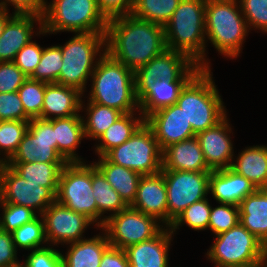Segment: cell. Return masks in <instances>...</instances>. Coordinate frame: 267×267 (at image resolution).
I'll return each mask as SVG.
<instances>
[{"label": "cell", "instance_id": "obj_1", "mask_svg": "<svg viewBox=\"0 0 267 267\" xmlns=\"http://www.w3.org/2000/svg\"><path fill=\"white\" fill-rule=\"evenodd\" d=\"M106 52L135 72L166 49L164 27L132 14L108 20Z\"/></svg>", "mask_w": 267, "mask_h": 267}, {"label": "cell", "instance_id": "obj_2", "mask_svg": "<svg viewBox=\"0 0 267 267\" xmlns=\"http://www.w3.org/2000/svg\"><path fill=\"white\" fill-rule=\"evenodd\" d=\"M205 5L203 0H181L164 32L167 49L188 55L202 68H211L205 53Z\"/></svg>", "mask_w": 267, "mask_h": 267}, {"label": "cell", "instance_id": "obj_3", "mask_svg": "<svg viewBox=\"0 0 267 267\" xmlns=\"http://www.w3.org/2000/svg\"><path fill=\"white\" fill-rule=\"evenodd\" d=\"M90 82L92 85L87 101L117 109L123 114L139 109L135 96L134 72L107 52L100 57Z\"/></svg>", "mask_w": 267, "mask_h": 267}, {"label": "cell", "instance_id": "obj_4", "mask_svg": "<svg viewBox=\"0 0 267 267\" xmlns=\"http://www.w3.org/2000/svg\"><path fill=\"white\" fill-rule=\"evenodd\" d=\"M211 68H202L181 90L177 103L195 134L215 126L226 115Z\"/></svg>", "mask_w": 267, "mask_h": 267}, {"label": "cell", "instance_id": "obj_5", "mask_svg": "<svg viewBox=\"0 0 267 267\" xmlns=\"http://www.w3.org/2000/svg\"><path fill=\"white\" fill-rule=\"evenodd\" d=\"M105 34L75 33V36L71 37L63 46L59 45L63 56V66L57 80L58 84L85 93L87 82L100 57L106 53Z\"/></svg>", "mask_w": 267, "mask_h": 267}, {"label": "cell", "instance_id": "obj_6", "mask_svg": "<svg viewBox=\"0 0 267 267\" xmlns=\"http://www.w3.org/2000/svg\"><path fill=\"white\" fill-rule=\"evenodd\" d=\"M206 42L225 58L240 56L249 27L242 14L239 1L214 2L205 5Z\"/></svg>", "mask_w": 267, "mask_h": 267}, {"label": "cell", "instance_id": "obj_7", "mask_svg": "<svg viewBox=\"0 0 267 267\" xmlns=\"http://www.w3.org/2000/svg\"><path fill=\"white\" fill-rule=\"evenodd\" d=\"M108 20L99 11L97 0H52L46 2L42 29L58 32L106 33Z\"/></svg>", "mask_w": 267, "mask_h": 267}, {"label": "cell", "instance_id": "obj_8", "mask_svg": "<svg viewBox=\"0 0 267 267\" xmlns=\"http://www.w3.org/2000/svg\"><path fill=\"white\" fill-rule=\"evenodd\" d=\"M56 201L89 218L99 228V212L92 190V163H67L61 170Z\"/></svg>", "mask_w": 267, "mask_h": 267}, {"label": "cell", "instance_id": "obj_9", "mask_svg": "<svg viewBox=\"0 0 267 267\" xmlns=\"http://www.w3.org/2000/svg\"><path fill=\"white\" fill-rule=\"evenodd\" d=\"M205 255L215 263V267L244 266L263 259L267 248L239 222L228 231L216 235Z\"/></svg>", "mask_w": 267, "mask_h": 267}, {"label": "cell", "instance_id": "obj_10", "mask_svg": "<svg viewBox=\"0 0 267 267\" xmlns=\"http://www.w3.org/2000/svg\"><path fill=\"white\" fill-rule=\"evenodd\" d=\"M110 162L141 175L155 174L162 169V150L152 129L144 123L128 140L104 155Z\"/></svg>", "mask_w": 267, "mask_h": 267}, {"label": "cell", "instance_id": "obj_11", "mask_svg": "<svg viewBox=\"0 0 267 267\" xmlns=\"http://www.w3.org/2000/svg\"><path fill=\"white\" fill-rule=\"evenodd\" d=\"M202 67L188 55L166 49L134 72L135 96L147 86L170 85L174 81H190Z\"/></svg>", "mask_w": 267, "mask_h": 267}, {"label": "cell", "instance_id": "obj_12", "mask_svg": "<svg viewBox=\"0 0 267 267\" xmlns=\"http://www.w3.org/2000/svg\"><path fill=\"white\" fill-rule=\"evenodd\" d=\"M167 189L168 227L186 208L209 194L211 171L161 170Z\"/></svg>", "mask_w": 267, "mask_h": 267}, {"label": "cell", "instance_id": "obj_13", "mask_svg": "<svg viewBox=\"0 0 267 267\" xmlns=\"http://www.w3.org/2000/svg\"><path fill=\"white\" fill-rule=\"evenodd\" d=\"M164 227L153 216L128 206L108 218L101 229L107 234L110 246L125 249L155 237Z\"/></svg>", "mask_w": 267, "mask_h": 267}, {"label": "cell", "instance_id": "obj_14", "mask_svg": "<svg viewBox=\"0 0 267 267\" xmlns=\"http://www.w3.org/2000/svg\"><path fill=\"white\" fill-rule=\"evenodd\" d=\"M8 162L68 163L57 150L55 119H30L28 131Z\"/></svg>", "mask_w": 267, "mask_h": 267}, {"label": "cell", "instance_id": "obj_15", "mask_svg": "<svg viewBox=\"0 0 267 267\" xmlns=\"http://www.w3.org/2000/svg\"><path fill=\"white\" fill-rule=\"evenodd\" d=\"M55 201L49 188L25 180L6 163L0 164V203L25 206L42 215Z\"/></svg>", "mask_w": 267, "mask_h": 267}, {"label": "cell", "instance_id": "obj_16", "mask_svg": "<svg viewBox=\"0 0 267 267\" xmlns=\"http://www.w3.org/2000/svg\"><path fill=\"white\" fill-rule=\"evenodd\" d=\"M47 244L57 246L80 241L94 223L86 216L70 210L57 201L42 213ZM88 227V228H87ZM51 242V243H50ZM52 244V245H51Z\"/></svg>", "mask_w": 267, "mask_h": 267}, {"label": "cell", "instance_id": "obj_17", "mask_svg": "<svg viewBox=\"0 0 267 267\" xmlns=\"http://www.w3.org/2000/svg\"><path fill=\"white\" fill-rule=\"evenodd\" d=\"M227 115L215 126L196 134L204 160L211 171L230 168L234 149L230 134L232 126Z\"/></svg>", "mask_w": 267, "mask_h": 267}, {"label": "cell", "instance_id": "obj_18", "mask_svg": "<svg viewBox=\"0 0 267 267\" xmlns=\"http://www.w3.org/2000/svg\"><path fill=\"white\" fill-rule=\"evenodd\" d=\"M145 123L152 129L160 149L163 151L173 143L196 136L190 122L178 104H173L150 114Z\"/></svg>", "mask_w": 267, "mask_h": 267}, {"label": "cell", "instance_id": "obj_19", "mask_svg": "<svg viewBox=\"0 0 267 267\" xmlns=\"http://www.w3.org/2000/svg\"><path fill=\"white\" fill-rule=\"evenodd\" d=\"M35 23L39 24V27L35 28L37 31H34ZM34 34L47 35L42 29V17L14 14L7 21L0 36V62L13 61L16 54L32 40Z\"/></svg>", "mask_w": 267, "mask_h": 267}, {"label": "cell", "instance_id": "obj_20", "mask_svg": "<svg viewBox=\"0 0 267 267\" xmlns=\"http://www.w3.org/2000/svg\"><path fill=\"white\" fill-rule=\"evenodd\" d=\"M130 207L153 216L168 227L167 189L162 172L142 175Z\"/></svg>", "mask_w": 267, "mask_h": 267}, {"label": "cell", "instance_id": "obj_21", "mask_svg": "<svg viewBox=\"0 0 267 267\" xmlns=\"http://www.w3.org/2000/svg\"><path fill=\"white\" fill-rule=\"evenodd\" d=\"M169 227H164L155 237L132 244L124 249L130 267H169L168 258L172 237Z\"/></svg>", "mask_w": 267, "mask_h": 267}, {"label": "cell", "instance_id": "obj_22", "mask_svg": "<svg viewBox=\"0 0 267 267\" xmlns=\"http://www.w3.org/2000/svg\"><path fill=\"white\" fill-rule=\"evenodd\" d=\"M257 190L255 185L231 168L211 171L209 194L217 203L239 206L240 202Z\"/></svg>", "mask_w": 267, "mask_h": 267}, {"label": "cell", "instance_id": "obj_23", "mask_svg": "<svg viewBox=\"0 0 267 267\" xmlns=\"http://www.w3.org/2000/svg\"><path fill=\"white\" fill-rule=\"evenodd\" d=\"M82 96L79 90L58 83H47L44 93L41 119L67 118L82 115Z\"/></svg>", "mask_w": 267, "mask_h": 267}, {"label": "cell", "instance_id": "obj_24", "mask_svg": "<svg viewBox=\"0 0 267 267\" xmlns=\"http://www.w3.org/2000/svg\"><path fill=\"white\" fill-rule=\"evenodd\" d=\"M190 172L211 171L195 137L173 143L162 151V169Z\"/></svg>", "mask_w": 267, "mask_h": 267}, {"label": "cell", "instance_id": "obj_25", "mask_svg": "<svg viewBox=\"0 0 267 267\" xmlns=\"http://www.w3.org/2000/svg\"><path fill=\"white\" fill-rule=\"evenodd\" d=\"M101 231L102 234L92 238L66 244V255L61 253L63 267H99L103 253L110 246L107 234Z\"/></svg>", "mask_w": 267, "mask_h": 267}, {"label": "cell", "instance_id": "obj_26", "mask_svg": "<svg viewBox=\"0 0 267 267\" xmlns=\"http://www.w3.org/2000/svg\"><path fill=\"white\" fill-rule=\"evenodd\" d=\"M239 222L267 248V192L257 189L239 204Z\"/></svg>", "mask_w": 267, "mask_h": 267}, {"label": "cell", "instance_id": "obj_27", "mask_svg": "<svg viewBox=\"0 0 267 267\" xmlns=\"http://www.w3.org/2000/svg\"><path fill=\"white\" fill-rule=\"evenodd\" d=\"M252 182L257 189L267 187V145L246 147L230 167Z\"/></svg>", "mask_w": 267, "mask_h": 267}, {"label": "cell", "instance_id": "obj_28", "mask_svg": "<svg viewBox=\"0 0 267 267\" xmlns=\"http://www.w3.org/2000/svg\"><path fill=\"white\" fill-rule=\"evenodd\" d=\"M85 138L83 116L73 115L67 118H55V140L57 150L68 162H86L76 154V150Z\"/></svg>", "mask_w": 267, "mask_h": 267}, {"label": "cell", "instance_id": "obj_29", "mask_svg": "<svg viewBox=\"0 0 267 267\" xmlns=\"http://www.w3.org/2000/svg\"><path fill=\"white\" fill-rule=\"evenodd\" d=\"M98 159V162H93L95 167L103 174L112 188L119 193L124 202L130 206L136 197L142 175L129 168L110 162L105 156L98 157Z\"/></svg>", "mask_w": 267, "mask_h": 267}, {"label": "cell", "instance_id": "obj_30", "mask_svg": "<svg viewBox=\"0 0 267 267\" xmlns=\"http://www.w3.org/2000/svg\"><path fill=\"white\" fill-rule=\"evenodd\" d=\"M136 113L138 117H136ZM125 113L118 118L97 140L95 152L104 156L112 148L128 140L144 123L145 118L139 112Z\"/></svg>", "mask_w": 267, "mask_h": 267}, {"label": "cell", "instance_id": "obj_31", "mask_svg": "<svg viewBox=\"0 0 267 267\" xmlns=\"http://www.w3.org/2000/svg\"><path fill=\"white\" fill-rule=\"evenodd\" d=\"M92 190L99 212V230L111 216L126 209L128 205L119 193L112 188L103 174L92 163ZM109 212V213H108ZM109 214V216L104 214Z\"/></svg>", "mask_w": 267, "mask_h": 267}, {"label": "cell", "instance_id": "obj_32", "mask_svg": "<svg viewBox=\"0 0 267 267\" xmlns=\"http://www.w3.org/2000/svg\"><path fill=\"white\" fill-rule=\"evenodd\" d=\"M189 81H174L170 85L147 86L137 97L139 112L146 119L150 114L177 103L181 90Z\"/></svg>", "mask_w": 267, "mask_h": 267}, {"label": "cell", "instance_id": "obj_33", "mask_svg": "<svg viewBox=\"0 0 267 267\" xmlns=\"http://www.w3.org/2000/svg\"><path fill=\"white\" fill-rule=\"evenodd\" d=\"M6 164L11 166L25 180L49 188L57 195L60 173L67 163L7 162Z\"/></svg>", "mask_w": 267, "mask_h": 267}, {"label": "cell", "instance_id": "obj_34", "mask_svg": "<svg viewBox=\"0 0 267 267\" xmlns=\"http://www.w3.org/2000/svg\"><path fill=\"white\" fill-rule=\"evenodd\" d=\"M82 100L81 110L86 111L83 116L85 138L96 140L118 119L123 113L98 103L88 101L87 106ZM86 107V108H85ZM86 120H85V119Z\"/></svg>", "mask_w": 267, "mask_h": 267}, {"label": "cell", "instance_id": "obj_35", "mask_svg": "<svg viewBox=\"0 0 267 267\" xmlns=\"http://www.w3.org/2000/svg\"><path fill=\"white\" fill-rule=\"evenodd\" d=\"M181 0H135L132 15L135 18L165 26Z\"/></svg>", "mask_w": 267, "mask_h": 267}, {"label": "cell", "instance_id": "obj_36", "mask_svg": "<svg viewBox=\"0 0 267 267\" xmlns=\"http://www.w3.org/2000/svg\"><path fill=\"white\" fill-rule=\"evenodd\" d=\"M28 127L29 120L0 121V155L4 157L0 156V164L7 163L13 157Z\"/></svg>", "mask_w": 267, "mask_h": 267}, {"label": "cell", "instance_id": "obj_37", "mask_svg": "<svg viewBox=\"0 0 267 267\" xmlns=\"http://www.w3.org/2000/svg\"><path fill=\"white\" fill-rule=\"evenodd\" d=\"M11 234L17 251L18 248L32 251L44 248L47 245L42 215H38L35 219L25 223ZM45 243L46 245H43Z\"/></svg>", "mask_w": 267, "mask_h": 267}, {"label": "cell", "instance_id": "obj_38", "mask_svg": "<svg viewBox=\"0 0 267 267\" xmlns=\"http://www.w3.org/2000/svg\"><path fill=\"white\" fill-rule=\"evenodd\" d=\"M210 214L211 205L209 204L208 198H204L203 200L193 203L181 212L169 226V229L173 235L176 234V231L180 229L179 227L184 224L194 231L207 230Z\"/></svg>", "mask_w": 267, "mask_h": 267}, {"label": "cell", "instance_id": "obj_39", "mask_svg": "<svg viewBox=\"0 0 267 267\" xmlns=\"http://www.w3.org/2000/svg\"><path fill=\"white\" fill-rule=\"evenodd\" d=\"M63 66V56L59 45L44 47L40 63L29 77L46 83H57Z\"/></svg>", "mask_w": 267, "mask_h": 267}, {"label": "cell", "instance_id": "obj_40", "mask_svg": "<svg viewBox=\"0 0 267 267\" xmlns=\"http://www.w3.org/2000/svg\"><path fill=\"white\" fill-rule=\"evenodd\" d=\"M46 82L28 78L18 89L25 114L30 119L40 118Z\"/></svg>", "mask_w": 267, "mask_h": 267}, {"label": "cell", "instance_id": "obj_41", "mask_svg": "<svg viewBox=\"0 0 267 267\" xmlns=\"http://www.w3.org/2000/svg\"><path fill=\"white\" fill-rule=\"evenodd\" d=\"M215 208L211 206L208 230L210 229L214 236L226 232L239 223V206L219 203Z\"/></svg>", "mask_w": 267, "mask_h": 267}, {"label": "cell", "instance_id": "obj_42", "mask_svg": "<svg viewBox=\"0 0 267 267\" xmlns=\"http://www.w3.org/2000/svg\"><path fill=\"white\" fill-rule=\"evenodd\" d=\"M0 208L2 209L0 229L9 233H12L38 216L32 209L21 205L0 203Z\"/></svg>", "mask_w": 267, "mask_h": 267}, {"label": "cell", "instance_id": "obj_43", "mask_svg": "<svg viewBox=\"0 0 267 267\" xmlns=\"http://www.w3.org/2000/svg\"><path fill=\"white\" fill-rule=\"evenodd\" d=\"M239 3L249 30L267 33V0H239Z\"/></svg>", "mask_w": 267, "mask_h": 267}, {"label": "cell", "instance_id": "obj_44", "mask_svg": "<svg viewBox=\"0 0 267 267\" xmlns=\"http://www.w3.org/2000/svg\"><path fill=\"white\" fill-rule=\"evenodd\" d=\"M43 48L31 40L16 54L13 62L28 78L40 63Z\"/></svg>", "mask_w": 267, "mask_h": 267}, {"label": "cell", "instance_id": "obj_45", "mask_svg": "<svg viewBox=\"0 0 267 267\" xmlns=\"http://www.w3.org/2000/svg\"><path fill=\"white\" fill-rule=\"evenodd\" d=\"M27 79L13 61L0 62V93L17 92Z\"/></svg>", "mask_w": 267, "mask_h": 267}, {"label": "cell", "instance_id": "obj_46", "mask_svg": "<svg viewBox=\"0 0 267 267\" xmlns=\"http://www.w3.org/2000/svg\"><path fill=\"white\" fill-rule=\"evenodd\" d=\"M26 267H63L61 251L50 247L30 251L24 261Z\"/></svg>", "mask_w": 267, "mask_h": 267}, {"label": "cell", "instance_id": "obj_47", "mask_svg": "<svg viewBox=\"0 0 267 267\" xmlns=\"http://www.w3.org/2000/svg\"><path fill=\"white\" fill-rule=\"evenodd\" d=\"M6 120H30L18 92L0 93V121Z\"/></svg>", "mask_w": 267, "mask_h": 267}, {"label": "cell", "instance_id": "obj_48", "mask_svg": "<svg viewBox=\"0 0 267 267\" xmlns=\"http://www.w3.org/2000/svg\"><path fill=\"white\" fill-rule=\"evenodd\" d=\"M47 0H1L0 7L9 11L8 6H13V14L35 15L43 17ZM10 4V5H9Z\"/></svg>", "mask_w": 267, "mask_h": 267}, {"label": "cell", "instance_id": "obj_49", "mask_svg": "<svg viewBox=\"0 0 267 267\" xmlns=\"http://www.w3.org/2000/svg\"><path fill=\"white\" fill-rule=\"evenodd\" d=\"M135 0H97L99 11L107 19L131 15Z\"/></svg>", "mask_w": 267, "mask_h": 267}, {"label": "cell", "instance_id": "obj_50", "mask_svg": "<svg viewBox=\"0 0 267 267\" xmlns=\"http://www.w3.org/2000/svg\"><path fill=\"white\" fill-rule=\"evenodd\" d=\"M12 234L0 229V267H13L20 263Z\"/></svg>", "mask_w": 267, "mask_h": 267}, {"label": "cell", "instance_id": "obj_51", "mask_svg": "<svg viewBox=\"0 0 267 267\" xmlns=\"http://www.w3.org/2000/svg\"><path fill=\"white\" fill-rule=\"evenodd\" d=\"M99 267H130L124 249L109 246L102 255Z\"/></svg>", "mask_w": 267, "mask_h": 267}, {"label": "cell", "instance_id": "obj_52", "mask_svg": "<svg viewBox=\"0 0 267 267\" xmlns=\"http://www.w3.org/2000/svg\"><path fill=\"white\" fill-rule=\"evenodd\" d=\"M10 11H6L0 7V36L3 33L4 27L7 21L14 15L13 13L9 14Z\"/></svg>", "mask_w": 267, "mask_h": 267}, {"label": "cell", "instance_id": "obj_53", "mask_svg": "<svg viewBox=\"0 0 267 267\" xmlns=\"http://www.w3.org/2000/svg\"><path fill=\"white\" fill-rule=\"evenodd\" d=\"M234 267H267V255L263 259L258 260L255 263L244 266H234Z\"/></svg>", "mask_w": 267, "mask_h": 267}, {"label": "cell", "instance_id": "obj_54", "mask_svg": "<svg viewBox=\"0 0 267 267\" xmlns=\"http://www.w3.org/2000/svg\"><path fill=\"white\" fill-rule=\"evenodd\" d=\"M206 4L214 3V2H234L239 0H203Z\"/></svg>", "mask_w": 267, "mask_h": 267}, {"label": "cell", "instance_id": "obj_55", "mask_svg": "<svg viewBox=\"0 0 267 267\" xmlns=\"http://www.w3.org/2000/svg\"><path fill=\"white\" fill-rule=\"evenodd\" d=\"M13 267H26L24 264H22L21 262Z\"/></svg>", "mask_w": 267, "mask_h": 267}]
</instances>
